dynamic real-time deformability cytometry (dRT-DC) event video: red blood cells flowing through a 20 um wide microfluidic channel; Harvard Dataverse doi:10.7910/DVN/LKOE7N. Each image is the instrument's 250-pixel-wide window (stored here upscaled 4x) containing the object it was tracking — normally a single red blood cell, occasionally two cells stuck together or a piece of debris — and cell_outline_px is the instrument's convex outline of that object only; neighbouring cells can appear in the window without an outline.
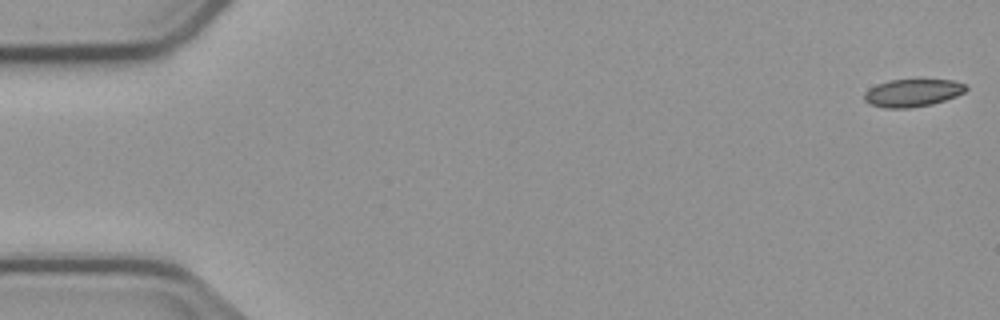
{"species": "common noctule bat (a hibernating species)", "species_latin": "Nyctalus noctula", "temperature_condition": "cold", "stored_images_in_passage": 5, "camera_frame_rate_fps": 3000, "um_per_image_px": 0.085, "animal": {"sex": "male", "body_mass_g": 23.1, "forearm_length_mm": 52.7}, "frame": {"image": 1, "passage_image": 1, "time_ms": 0.0, "image_size_px": [1000, 320], "cell_outline_px": [[968, 88], [964, 92], [956, 96], [932, 104], [908, 108], [884, 108], [868, 104], [864, 100], [864, 92], [876, 84], [888, 80], [952, 80], [964, 84]], "centroid_in_image_um": [77.52, 7.9], "position_along_channel_um": 7.5, "area_um2": 16.36}}
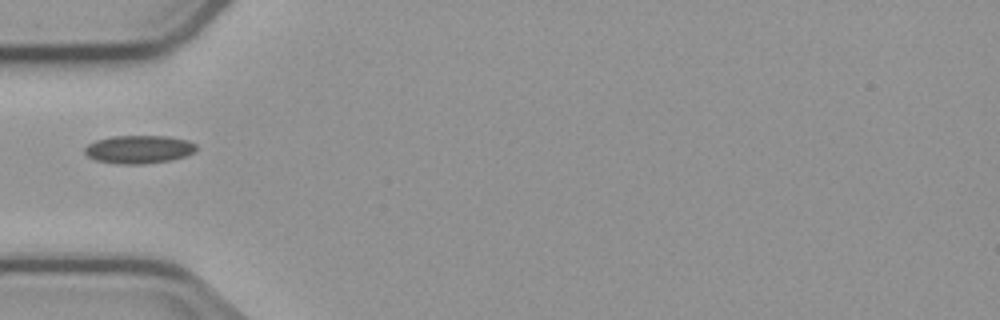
{"frame": {"image": 2, "passage_image": 5, "time_ms": 5.667, "image_size_px": [1000, 320], "cell_outline_px": [[196, 152], [172, 160], [144, 164], [116, 164], [96, 160], [88, 156], [84, 152], [84, 148], [88, 144], [96, 140], [112, 136], [168, 136], [188, 140], [196, 144]], "centroid_in_image_um": [11.81, 12.7], "position_along_channel_um": 73.2, "area_um2": 18.44}}